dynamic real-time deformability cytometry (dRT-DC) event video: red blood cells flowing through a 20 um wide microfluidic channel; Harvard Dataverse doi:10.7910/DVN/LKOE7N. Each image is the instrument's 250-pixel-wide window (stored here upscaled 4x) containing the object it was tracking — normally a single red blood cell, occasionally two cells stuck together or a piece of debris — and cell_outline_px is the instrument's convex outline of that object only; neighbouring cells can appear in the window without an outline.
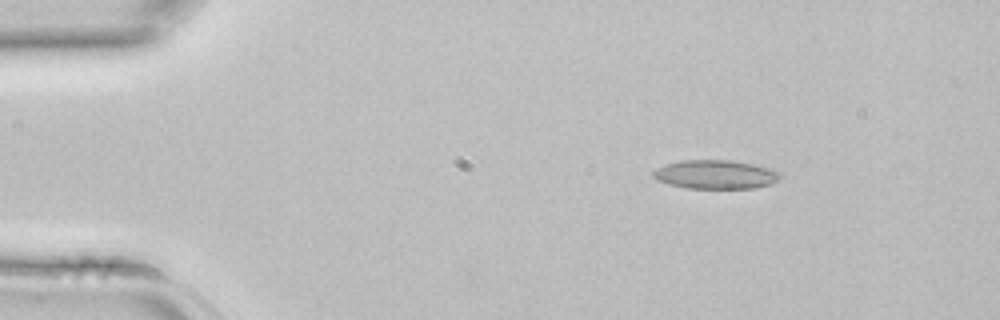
{"species": "common noctule bat (a hibernating species)", "species_latin": "Nyctalus noctula", "temperature_condition": "room temperature", "stored_images_in_passage": 4, "camera_frame_rate_fps": 3000, "um_per_image_px": 0.085, "animal": {"sex": "female", "body_mass_g": 22.7, "forearm_length_mm": 54.2}, "frame": {"image": 1, "passage_image": 1, "time_ms": 0.0, "image_size_px": [1000, 320], "cell_outline_px": [[780, 180], [772, 184], [752, 188], [688, 188], [668, 184], [656, 180], [652, 176], [652, 172], [656, 168], [664, 164], [680, 160], [732, 160], [772, 168], [780, 172]], "centroid_in_image_um": [60.81, 14.82], "position_along_channel_um": 24.2, "area_um2": 21.56}}